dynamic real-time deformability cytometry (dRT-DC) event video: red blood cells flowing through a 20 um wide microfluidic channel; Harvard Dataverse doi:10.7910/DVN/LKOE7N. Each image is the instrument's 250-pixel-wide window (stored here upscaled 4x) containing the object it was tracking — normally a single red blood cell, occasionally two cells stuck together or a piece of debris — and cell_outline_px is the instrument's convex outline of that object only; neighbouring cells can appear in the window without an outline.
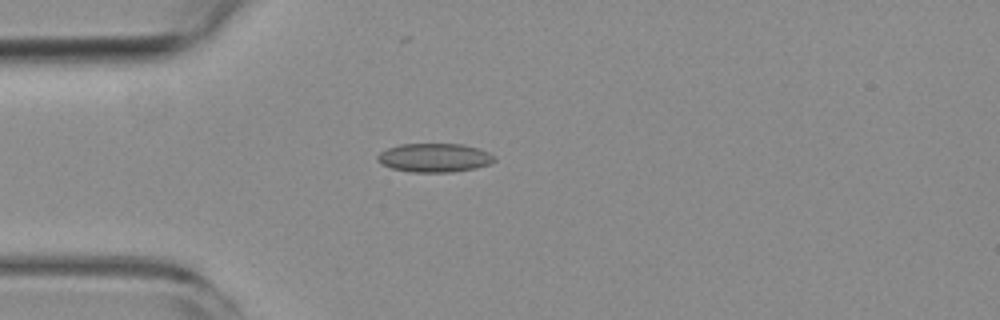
{"species": "common noctule bat (a hibernating species)", "species_latin": "Nyctalus noctula", "temperature_condition": "room temperature", "stored_images_in_passage": 8, "camera_frame_rate_fps": 3000, "um_per_image_px": 0.085, "animal": {"sex": "female", "body_mass_g": 19.3, "forearm_length_mm": 54.1}, "frame": {"image": 1, "passage_image": 4, "time_ms": 3.667, "image_size_px": [1000, 320], "cell_outline_px": [[496, 160], [488, 164], [476, 168], [452, 172], [408, 172], [392, 168], [380, 164], [376, 160], [376, 156], [380, 152], [388, 148], [400, 144], [464, 144], [480, 148], [496, 156]], "centroid_in_image_um": [36.93, 13.4], "position_along_channel_um": 48.1, "area_um2": 19.83}}
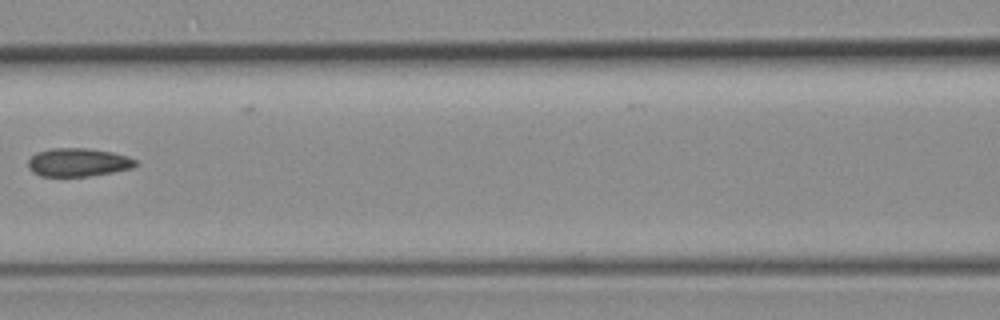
{"frame": {"image": 2, "passage_image": 7, "time_ms": 7.0, "image_size_px": [1000, 320], "cell_outline_px": [[136, 164], [132, 168], [112, 172], [88, 176], [40, 176], [32, 172], [28, 168], [28, 160], [36, 152], [48, 148], [88, 148], [112, 152], [128, 156], [136, 160]], "centroid_in_image_um": [6.6, 13.79], "position_along_channel_um": 160.0, "area_um2": 17.8}}
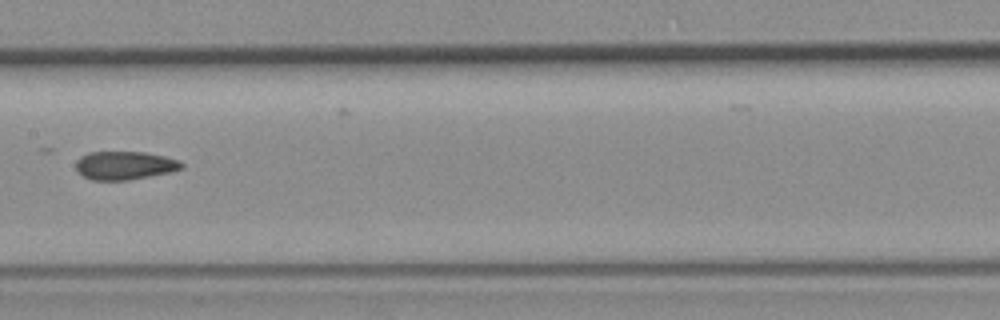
{"frame": {"image": 3, "passage_image": 8, "time_ms": 8.0, "image_size_px": [1000, 320], "cell_outline_px": [[184, 168], [172, 172], [128, 180], [92, 180], [84, 176], [76, 168], [76, 160], [80, 156], [88, 152], [144, 152], [164, 156], [180, 160], [184, 164]], "centroid_in_image_um": [10.63, 14.06], "position_along_channel_um": 196.8, "area_um2": 17.57}}